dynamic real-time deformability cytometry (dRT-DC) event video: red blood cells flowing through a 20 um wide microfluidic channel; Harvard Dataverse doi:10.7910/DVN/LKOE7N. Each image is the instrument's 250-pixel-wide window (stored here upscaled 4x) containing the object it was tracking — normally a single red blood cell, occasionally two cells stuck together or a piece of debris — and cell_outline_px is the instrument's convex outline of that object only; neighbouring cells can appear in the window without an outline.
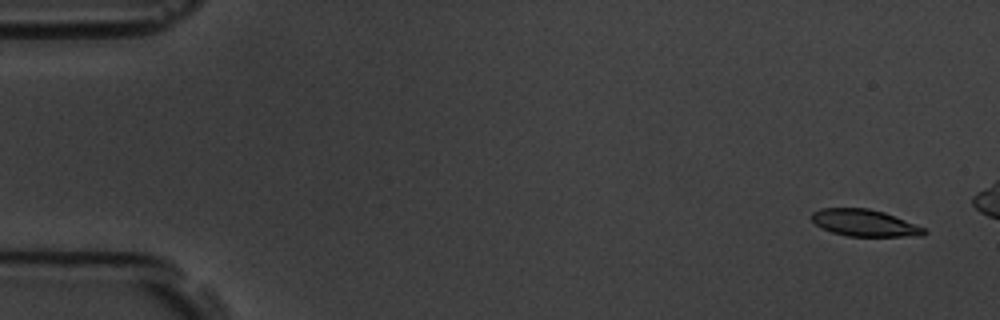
{"species": "common noctule bat (a hibernating species)", "species_latin": "Nyctalus noctula", "temperature_condition": "room temperature", "stored_images_in_passage": 5, "camera_frame_rate_fps": 3000, "um_per_image_px": 0.085, "animal": {"sex": "male", "body_mass_g": 19.5, "forearm_length_mm": 54.6}, "frame": {"image": 1, "passage_image": 1, "time_ms": 0.0, "image_size_px": [1000, 320], "cell_outline_px": [[928, 232], [924, 236], [848, 236], [832, 232], [820, 228], [812, 220], [812, 212], [820, 208], [868, 208], [884, 212], [924, 228]], "centroid_in_image_um": [73.47, 18.95], "position_along_channel_um": 11.5, "area_um2": 17.51}}